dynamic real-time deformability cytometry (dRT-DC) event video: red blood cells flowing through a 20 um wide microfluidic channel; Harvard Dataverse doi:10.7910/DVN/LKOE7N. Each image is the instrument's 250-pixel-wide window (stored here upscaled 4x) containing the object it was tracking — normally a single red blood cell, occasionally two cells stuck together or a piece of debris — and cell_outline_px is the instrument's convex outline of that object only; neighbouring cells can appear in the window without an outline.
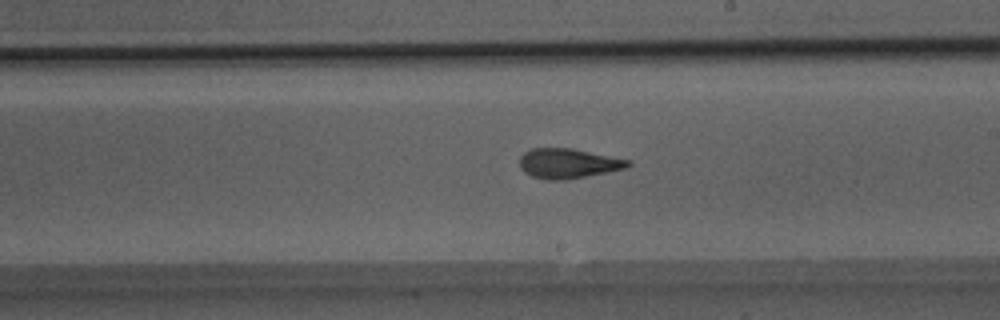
{"species": "Egyptian fruit bat (a non-hibernating species)", "species_latin": "Rousettus aegyptiacus", "temperature_condition": "room temperature", "stored_images_in_passage": 46, "camera_frame_rate_fps": 3000, "um_per_image_px": 0.085, "animal": {"sex": "male"}, "frame": {"image": 1, "passage_image": 25, "time_ms": 8.0, "image_size_px": [1000, 320], "cell_outline_px": [[632, 164], [628, 168], [568, 180], [548, 180], [532, 176], [524, 172], [520, 168], [520, 156], [524, 152], [532, 148], [572, 148], [632, 160]], "centroid_in_image_um": [48.33, 13.89], "position_along_channel_um": 240.7, "area_um2": 19.13}}
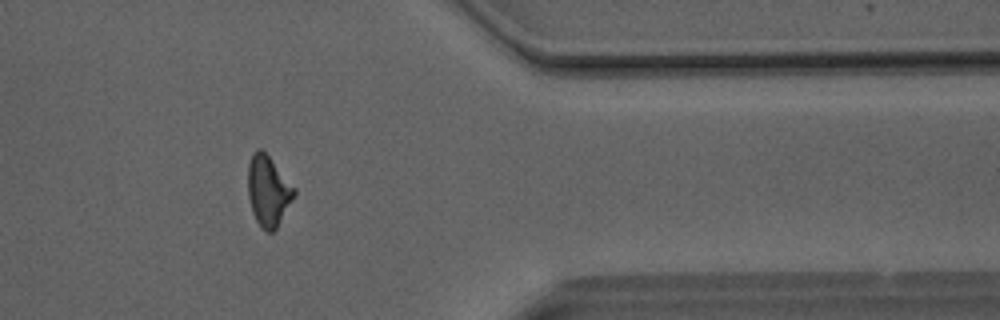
{"frame": {"image": 2, "passage_image": 37, "time_ms": 12.0, "image_size_px": [1000, 320], "cell_outline_px": [[296, 192], [276, 228], [272, 232], [268, 232], [260, 228], [252, 212], [248, 196], [248, 164], [252, 152], [256, 148], [260, 148], [268, 156], [296, 188]], "centroid_in_image_um": [22.77, 16.22], "position_along_channel_um": 388.6, "area_um2": 18.84}}
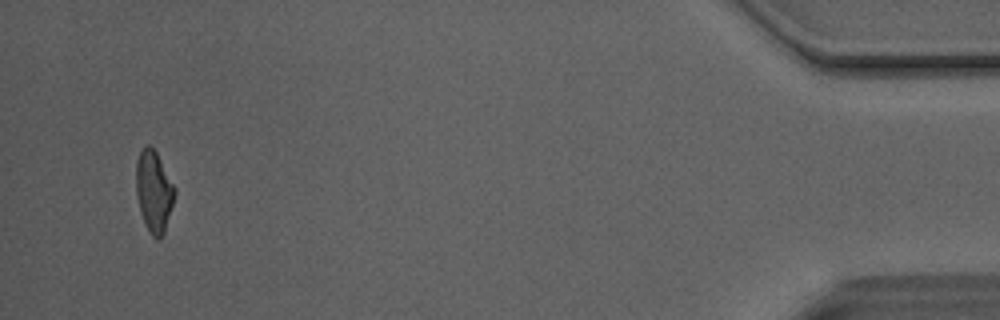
{"frame": {"image": 3, "passage_image": 44, "time_ms": 14.333, "image_size_px": [1000, 320], "cell_outline_px": [[176, 192], [164, 232], [160, 240], [156, 240], [148, 232], [144, 224], [140, 212], [136, 192], [136, 160], [144, 144], [148, 144], [156, 152], [176, 188]], "centroid_in_image_um": [13.07, 16.28], "position_along_channel_um": 422.1, "area_um2": 18.44}, "authors_computed_cell_mechanics": {"area_um2": 19.1029, "velocity_mm_per_s": 4.1349, "shape_relaxation_time_tau1_ms": 5.7438, "shape_relaxation_time_tau2_ms": 2.0297, "deformation_change_tau1": 0.1895, "deformation_change_tau2": 0.0992}}